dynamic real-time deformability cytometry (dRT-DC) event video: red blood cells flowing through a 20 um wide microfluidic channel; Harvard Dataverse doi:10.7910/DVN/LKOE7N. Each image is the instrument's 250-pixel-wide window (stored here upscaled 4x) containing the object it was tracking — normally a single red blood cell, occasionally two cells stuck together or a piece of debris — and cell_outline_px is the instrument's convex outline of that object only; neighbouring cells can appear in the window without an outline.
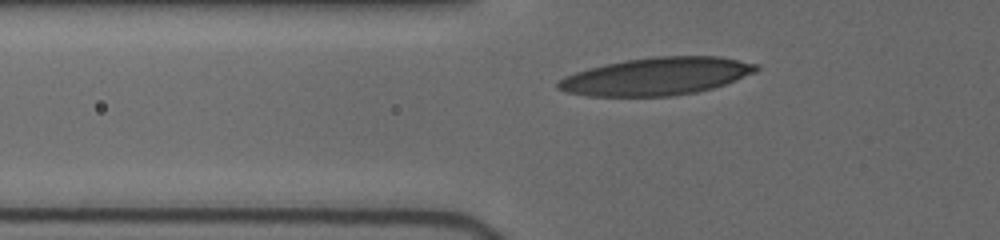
{"species": "human", "species_latin": "Homo sapiens", "temperature_condition": "cold", "stored_images_in_passage": 21, "camera_frame_rate_fps": 3000, "um_per_image_px": 0.085, "donor": {"sex": "female"}, "frame": {"image": 1, "passage_image": 2, "time_ms": 0.333, "image_size_px": [1000, 240], "cell_outline_px": [[760, 68], [756, 72], [724, 84], [712, 88], [696, 92], [672, 96], [588, 96], [564, 92], [556, 88], [556, 80], [564, 76], [588, 68], [604, 64], [624, 60], [652, 56], [720, 56], [760, 64]], "centroid_in_image_um": [55.77, 6.48], "position_along_channel_um": 70.0, "area_um2": 43.81}}
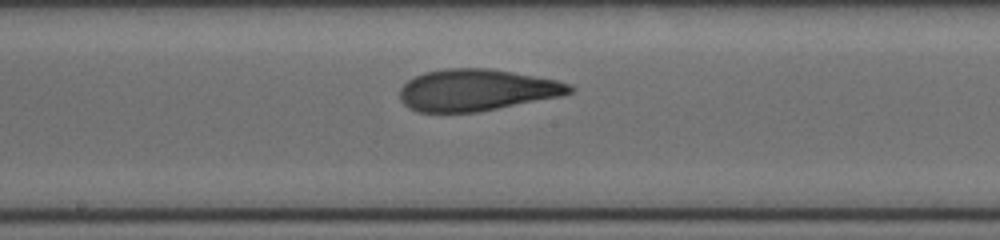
{"frame": {"image": 2, "passage_image": 14, "time_ms": 4.0, "image_size_px": [1000, 240], "cell_outline_px": [[576, 88], [572, 92], [564, 96], [476, 112], [420, 112], [408, 108], [400, 100], [400, 88], [408, 80], [424, 72], [444, 68], [488, 68], [512, 72], [556, 80], [572, 84]], "centroid_in_image_um": [40.53, 7.65], "position_along_channel_um": 207.7, "area_um2": 41.38}}
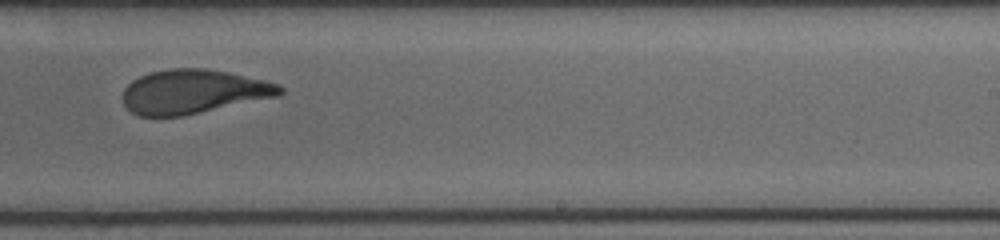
{"frame": {"image": 3, "passage_image": 19, "time_ms": 5.667, "image_size_px": [1000, 240], "cell_outline_px": [[284, 92], [280, 96], [184, 116], [136, 116], [124, 104], [124, 88], [132, 80], [148, 72], [172, 68], [208, 68], [228, 72], [264, 80], [276, 84], [284, 88]], "centroid_in_image_um": [16.45, 7.79], "position_along_channel_um": 272.6, "area_um2": 40.58}}